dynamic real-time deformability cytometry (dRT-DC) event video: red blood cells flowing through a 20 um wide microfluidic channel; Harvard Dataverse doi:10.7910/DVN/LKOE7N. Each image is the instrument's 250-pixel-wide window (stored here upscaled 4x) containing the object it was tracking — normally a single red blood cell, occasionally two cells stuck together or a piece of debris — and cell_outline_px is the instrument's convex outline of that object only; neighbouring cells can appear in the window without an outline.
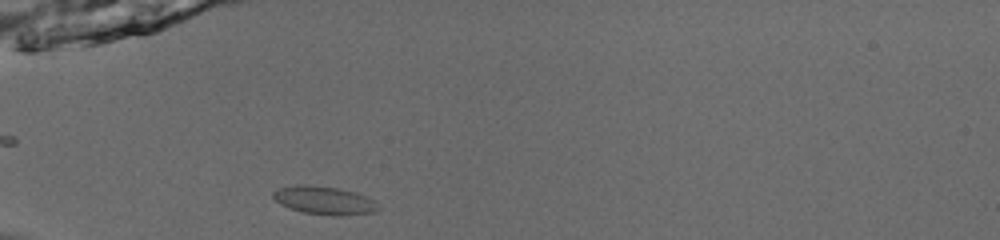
{"species": "common noctule bat (a hibernating species)", "species_latin": "Nyctalus noctula", "temperature_condition": "room temperature", "stored_images_in_passage": 5, "camera_frame_rate_fps": 3000, "um_per_image_px": 0.085, "animal": {"sex": "male", "body_mass_g": 13.0, "forearm_length_mm": 53.1}, "frame": {"image": 1, "passage_image": 1, "time_ms": 0.0, "image_size_px": [1000, 240], "cell_outline_px": [[380, 208], [376, 212], [340, 216], [332, 216], [304, 212], [280, 204], [272, 196], [272, 192], [276, 188], [296, 184], [308, 184], [336, 188], [352, 192], [376, 200]], "centroid_in_image_um": [27.56, 17.03], "position_along_channel_um": 57.4, "area_um2": 17.34}}